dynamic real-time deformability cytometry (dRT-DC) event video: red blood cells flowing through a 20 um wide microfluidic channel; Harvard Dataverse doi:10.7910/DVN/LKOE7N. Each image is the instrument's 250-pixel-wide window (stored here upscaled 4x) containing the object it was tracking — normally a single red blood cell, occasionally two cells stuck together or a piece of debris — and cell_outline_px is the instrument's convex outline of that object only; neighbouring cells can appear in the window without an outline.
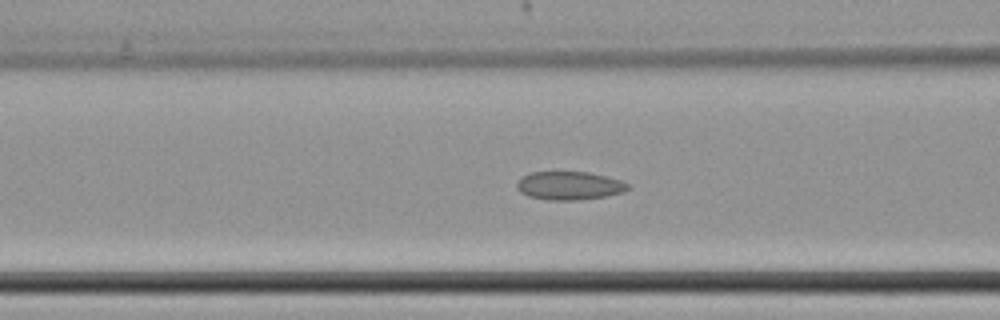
{"species": "common noctule bat (a hibernating species)", "species_latin": "Nyctalus noctula", "temperature_condition": "cold", "stored_images_in_passage": 54, "camera_frame_rate_fps": 3000, "um_per_image_px": 0.085, "animal": {"sex": "female", "body_mass_g": 22.7, "forearm_length_mm": 54.2}, "frame": {"image": 1, "passage_image": 29, "time_ms": 9.333, "image_size_px": [1000, 320], "cell_outline_px": [[628, 188], [624, 192], [604, 196], [576, 200], [548, 200], [528, 196], [520, 192], [516, 188], [516, 184], [520, 176], [532, 172], [588, 172], [620, 180], [628, 184]], "centroid_in_image_um": [48.33, 15.78], "position_along_channel_um": 118.3, "area_um2": 18.26}}
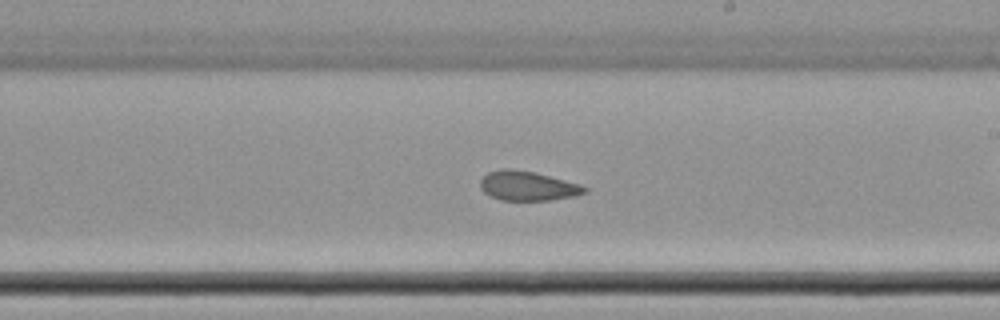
{"frame": {"image": 2, "passage_image": 40, "time_ms": 13.0, "image_size_px": [1000, 320], "cell_outline_px": [[588, 192], [576, 196], [548, 200], [500, 200], [484, 192], [480, 188], [480, 180], [488, 172], [500, 168], [508, 168], [536, 172], [580, 184], [588, 188]], "centroid_in_image_um": [44.86, 15.79], "position_along_channel_um": 244.1, "area_um2": 18.03}}
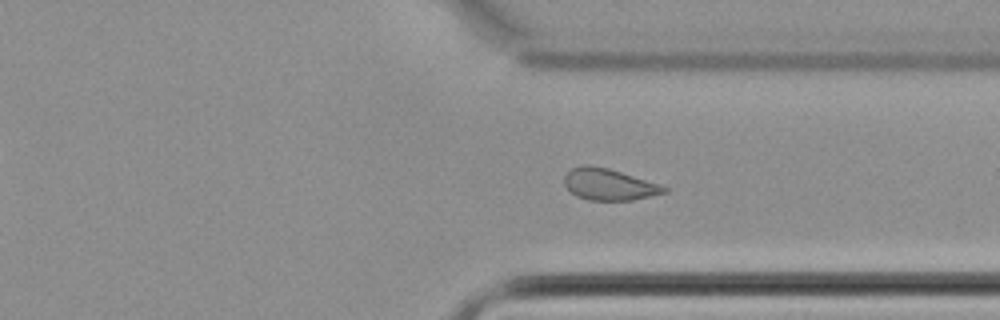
{"frame": {"image": 3, "passage_image": 50, "time_ms": 16.333, "image_size_px": [1000, 320], "cell_outline_px": [[668, 192], [632, 200], [588, 200], [576, 196], [564, 184], [564, 176], [572, 168], [580, 164], [588, 164], [608, 168], [660, 184], [668, 188]], "centroid_in_image_um": [51.75, 15.67], "position_along_channel_um": 359.6, "area_um2": 18.32}}